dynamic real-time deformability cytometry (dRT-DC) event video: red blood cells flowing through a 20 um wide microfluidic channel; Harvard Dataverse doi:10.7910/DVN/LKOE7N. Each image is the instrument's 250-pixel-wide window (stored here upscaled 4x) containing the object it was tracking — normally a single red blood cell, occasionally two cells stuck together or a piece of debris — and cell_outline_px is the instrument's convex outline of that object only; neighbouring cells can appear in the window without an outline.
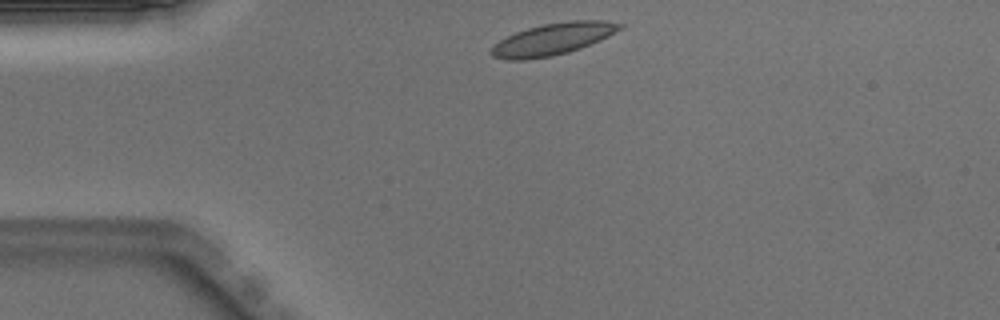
{"species": "Egyptian fruit bat (a non-hibernating species)", "species_latin": "Rousettus aegyptiacus", "temperature_condition": "warm", "stored_images_in_passage": 40, "camera_frame_rate_fps": 3000, "um_per_image_px": 0.085, "animal": {"sex": "male"}, "frame": {"image": 1, "passage_image": 2, "time_ms": 0.333, "image_size_px": [1000, 320], "cell_outline_px": [[624, 28], [600, 40], [580, 48], [568, 52], [552, 56], [524, 60], [508, 60], [492, 56], [488, 52], [500, 40], [516, 32], [528, 28], [544, 24], [568, 20], [604, 20], [624, 24]], "centroid_in_image_um": [47.02, 3.32], "position_along_channel_um": 38.0, "area_um2": 23.81}}
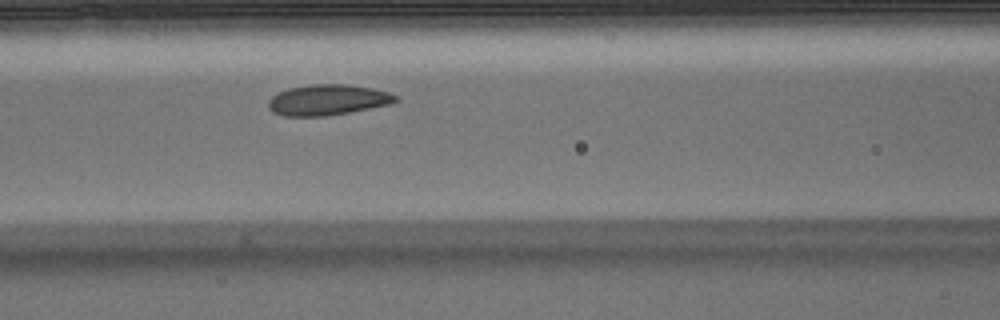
{"frame": {"image": 2, "passage_image": 12, "time_ms": 3.667, "image_size_px": [1000, 320], "cell_outline_px": [[400, 100], [392, 104], [348, 112], [324, 116], [284, 116], [272, 112], [268, 108], [268, 100], [272, 96], [288, 88], [316, 84], [348, 84], [372, 88], [388, 92], [396, 96]], "centroid_in_image_um": [27.86, 8.49], "position_along_channel_um": 138.7, "area_um2": 22.72}}
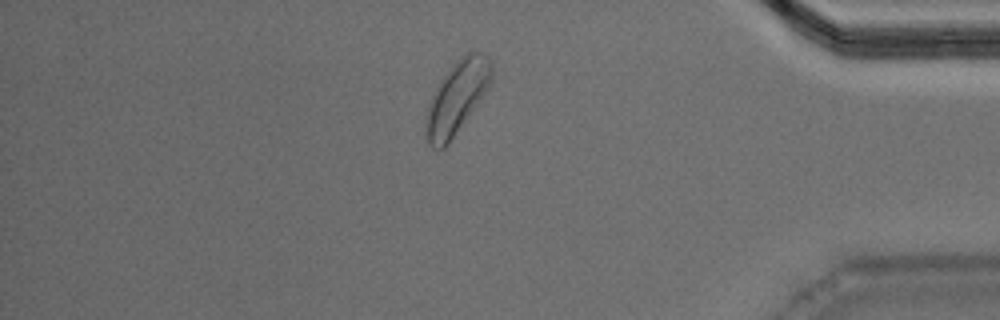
{"frame": {"image": 3, "passage_image": 34, "time_ms": 11.0, "image_size_px": [1000, 320], "cell_outline_px": [[492, 76], [484, 92], [476, 104], [448, 144], [444, 148], [432, 148], [428, 144], [424, 132], [424, 128], [428, 108], [432, 96], [440, 80], [452, 64], [460, 56], [468, 52], [484, 52], [492, 60]], "centroid_in_image_um": [38.81, 8.25], "position_along_channel_um": 396.4, "area_um2": 27.34}, "authors_computed_cell_mechanics": {"area_um2": 22.8888, "velocity_mm_per_s": 3.9473, "shape_relaxation_time_tau1_ms": 3.454, "shape_relaxation_time_tau2_ms": 5.191, "deformation_change_tau1": 0.0898, "deformation_change_tau2": 0.0975}}